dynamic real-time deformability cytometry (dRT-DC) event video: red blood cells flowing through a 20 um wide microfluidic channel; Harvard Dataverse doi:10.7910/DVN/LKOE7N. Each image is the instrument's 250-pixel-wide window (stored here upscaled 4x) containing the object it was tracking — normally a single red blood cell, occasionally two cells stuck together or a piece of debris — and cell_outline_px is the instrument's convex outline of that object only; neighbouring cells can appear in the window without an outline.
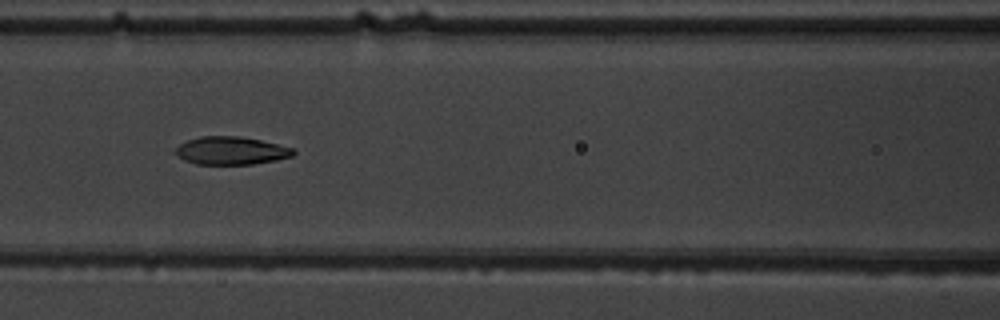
{"species": "common noctule bat (a hibernating species)", "species_latin": "Nyctalus noctula", "temperature_condition": "warm", "stored_images_in_passage": 8, "camera_frame_rate_fps": 3000, "um_per_image_px": 0.085, "animal": {"sex": "male", "body_mass_g": 19.5, "forearm_length_mm": 54.6}, "frame": {"image": 1, "passage_image": 6, "time_ms": 6.333, "image_size_px": [1000, 320], "cell_outline_px": [[296, 152], [292, 156], [276, 160], [252, 164], [196, 164], [184, 160], [172, 152], [180, 144], [188, 140], [200, 136], [240, 136], [260, 140], [296, 148]], "centroid_in_image_um": [19.65, 12.8], "position_along_channel_um": 147.0, "area_um2": 19.31}}
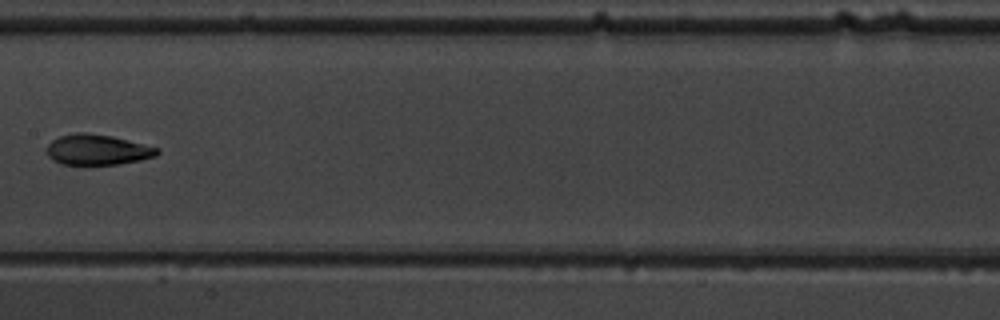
{"frame": {"image": 2, "passage_image": 7, "time_ms": 7.667, "image_size_px": [1000, 320], "cell_outline_px": [[160, 152], [156, 156], [140, 160], [116, 164], [64, 164], [52, 160], [44, 152], [44, 148], [52, 140], [60, 136], [76, 132], [84, 132], [112, 136], [160, 148]], "centroid_in_image_um": [8.25, 12.72], "position_along_channel_um": 199.2, "area_um2": 19.71}}
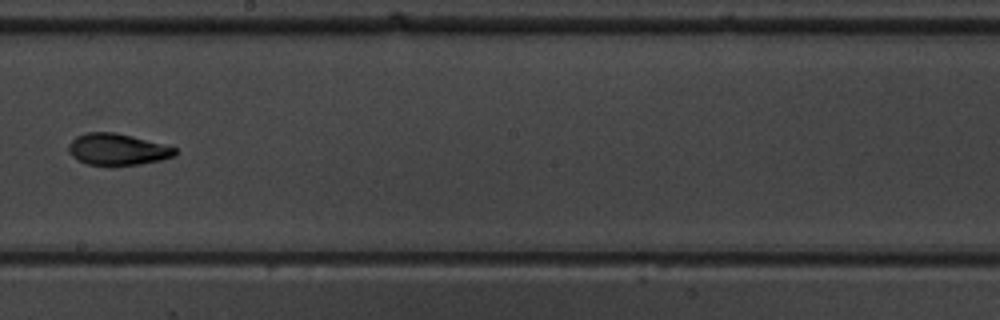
{"frame": {"image": 3, "passage_image": 8, "time_ms": 8.667, "image_size_px": [1000, 320], "cell_outline_px": [[176, 156], [160, 160], [140, 164], [88, 164], [72, 156], [68, 152], [68, 144], [76, 136], [88, 132], [112, 132], [132, 136], [176, 148]], "centroid_in_image_um": [9.96, 12.68], "position_along_channel_um": 238.2, "area_um2": 19.13}}